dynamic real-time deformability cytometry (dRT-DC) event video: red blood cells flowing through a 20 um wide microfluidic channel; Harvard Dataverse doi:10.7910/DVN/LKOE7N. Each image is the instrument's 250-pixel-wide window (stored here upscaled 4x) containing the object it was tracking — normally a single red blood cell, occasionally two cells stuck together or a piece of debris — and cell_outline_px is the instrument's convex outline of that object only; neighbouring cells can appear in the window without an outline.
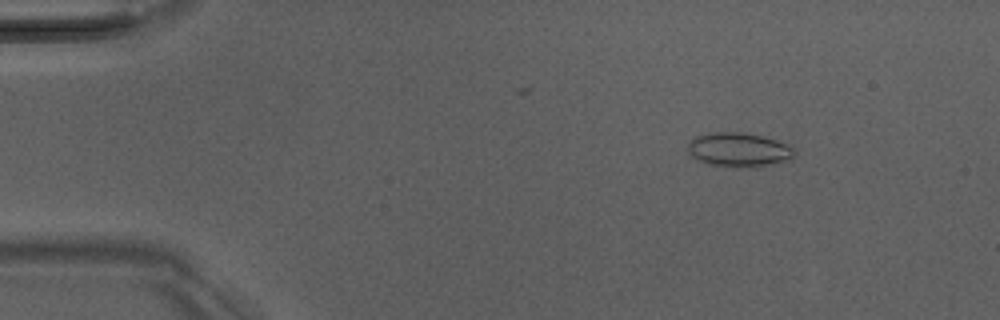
{"species": "Egyptian fruit bat (a non-hibernating species)", "species_latin": "Rousettus aegyptiacus", "temperature_condition": "room temperature", "stored_images_in_passage": 50, "camera_frame_rate_fps": 3000, "um_per_image_px": 0.085, "animal": {"sex": "male"}, "frame": {"image": 1, "passage_image": 6, "time_ms": 1.667, "image_size_px": [1000, 320], "cell_outline_px": [[796, 156], [788, 160], [764, 164], [708, 164], [696, 160], [688, 152], [688, 144], [696, 136], [708, 132], [744, 132], [764, 136], [788, 144], [796, 148]], "centroid_in_image_um": [62.8, 12.66], "position_along_channel_um": 22.2, "area_um2": 20.52}}
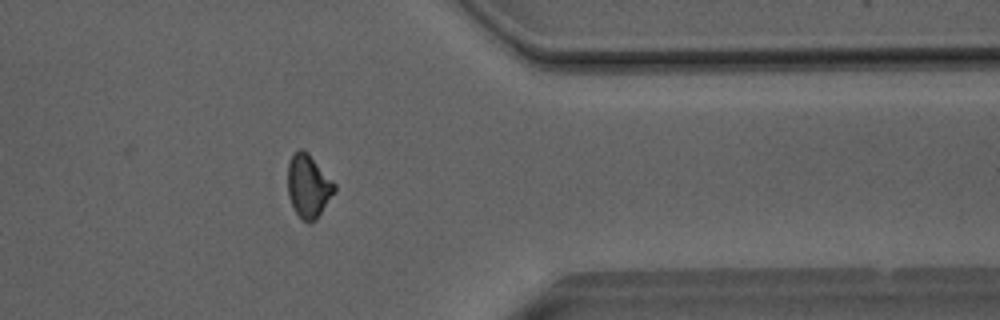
{"frame": {"image": 2, "passage_image": 40, "time_ms": 13.0, "image_size_px": [1000, 320], "cell_outline_px": [[336, 192], [320, 212], [308, 224], [300, 220], [288, 196], [288, 164], [292, 156], [300, 148], [308, 152], [336, 184]], "centroid_in_image_um": [26.22, 15.81], "position_along_channel_um": 385.2, "area_um2": 17.05}}
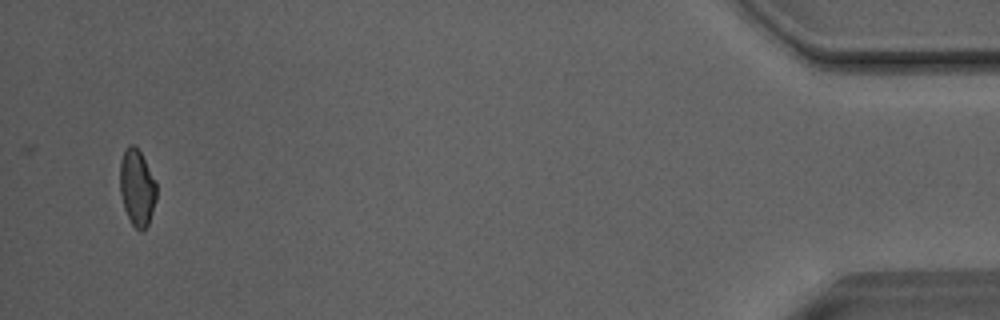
{"frame": {"image": 3, "passage_image": 48, "time_ms": 15.667, "image_size_px": [1000, 320], "cell_outline_px": [[156, 200], [148, 224], [140, 232], [132, 224], [124, 208], [120, 192], [120, 160], [124, 148], [128, 144], [132, 144], [140, 152], [156, 180]], "centroid_in_image_um": [11.64, 15.92], "position_along_channel_um": 423.6, "area_um2": 16.3}, "authors_computed_cell_mechanics": {"area_um2": 17.5712, "velocity_mm_per_s": 4.0771, "shape_relaxation_time_tau1_ms": 6.1199, "shape_relaxation_time_tau2_ms": 2.0737, "deformation_change_tau1": 0.1163, "deformation_change_tau2": 0.0653}}